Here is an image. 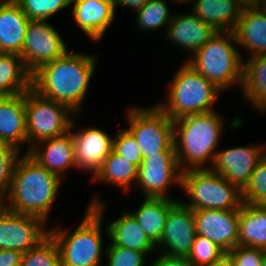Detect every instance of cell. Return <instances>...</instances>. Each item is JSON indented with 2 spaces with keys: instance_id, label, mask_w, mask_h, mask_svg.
<instances>
[{
  "instance_id": "7bdbcfd3",
  "label": "cell",
  "mask_w": 266,
  "mask_h": 266,
  "mask_svg": "<svg viewBox=\"0 0 266 266\" xmlns=\"http://www.w3.org/2000/svg\"><path fill=\"white\" fill-rule=\"evenodd\" d=\"M244 5H264L265 0H240Z\"/></svg>"
},
{
  "instance_id": "b9f144b4",
  "label": "cell",
  "mask_w": 266,
  "mask_h": 266,
  "mask_svg": "<svg viewBox=\"0 0 266 266\" xmlns=\"http://www.w3.org/2000/svg\"><path fill=\"white\" fill-rule=\"evenodd\" d=\"M209 266H236L232 256L224 252L216 261Z\"/></svg>"
},
{
  "instance_id": "ac0fdd59",
  "label": "cell",
  "mask_w": 266,
  "mask_h": 266,
  "mask_svg": "<svg viewBox=\"0 0 266 266\" xmlns=\"http://www.w3.org/2000/svg\"><path fill=\"white\" fill-rule=\"evenodd\" d=\"M218 31L199 19L191 11L186 14L173 15L167 26L166 40L191 52V55L202 48Z\"/></svg>"
},
{
  "instance_id": "8fae6325",
  "label": "cell",
  "mask_w": 266,
  "mask_h": 266,
  "mask_svg": "<svg viewBox=\"0 0 266 266\" xmlns=\"http://www.w3.org/2000/svg\"><path fill=\"white\" fill-rule=\"evenodd\" d=\"M66 45L47 20H30L20 56L32 74L41 65L63 56L68 51Z\"/></svg>"
},
{
  "instance_id": "e575fe53",
  "label": "cell",
  "mask_w": 266,
  "mask_h": 266,
  "mask_svg": "<svg viewBox=\"0 0 266 266\" xmlns=\"http://www.w3.org/2000/svg\"><path fill=\"white\" fill-rule=\"evenodd\" d=\"M223 253L213 241L197 234L187 258L195 266H209Z\"/></svg>"
},
{
  "instance_id": "ee69618b",
  "label": "cell",
  "mask_w": 266,
  "mask_h": 266,
  "mask_svg": "<svg viewBox=\"0 0 266 266\" xmlns=\"http://www.w3.org/2000/svg\"><path fill=\"white\" fill-rule=\"evenodd\" d=\"M261 266H266V250H263V258H262Z\"/></svg>"
},
{
  "instance_id": "d6986e66",
  "label": "cell",
  "mask_w": 266,
  "mask_h": 266,
  "mask_svg": "<svg viewBox=\"0 0 266 266\" xmlns=\"http://www.w3.org/2000/svg\"><path fill=\"white\" fill-rule=\"evenodd\" d=\"M77 26L93 41L100 40L115 17L113 0H71Z\"/></svg>"
},
{
  "instance_id": "3957f363",
  "label": "cell",
  "mask_w": 266,
  "mask_h": 266,
  "mask_svg": "<svg viewBox=\"0 0 266 266\" xmlns=\"http://www.w3.org/2000/svg\"><path fill=\"white\" fill-rule=\"evenodd\" d=\"M173 125L174 149L181 170L210 169L223 132V117L217 111L196 113L174 120ZM208 162L210 166L205 167Z\"/></svg>"
},
{
  "instance_id": "8992f818",
  "label": "cell",
  "mask_w": 266,
  "mask_h": 266,
  "mask_svg": "<svg viewBox=\"0 0 266 266\" xmlns=\"http://www.w3.org/2000/svg\"><path fill=\"white\" fill-rule=\"evenodd\" d=\"M170 84L167 101L156 105L173 121L187 115L215 111L213 104L222 92L185 62Z\"/></svg>"
},
{
  "instance_id": "d590c367",
  "label": "cell",
  "mask_w": 266,
  "mask_h": 266,
  "mask_svg": "<svg viewBox=\"0 0 266 266\" xmlns=\"http://www.w3.org/2000/svg\"><path fill=\"white\" fill-rule=\"evenodd\" d=\"M146 255L145 252L115 246L112 243L105 248L107 266H145Z\"/></svg>"
},
{
  "instance_id": "6da1fadb",
  "label": "cell",
  "mask_w": 266,
  "mask_h": 266,
  "mask_svg": "<svg viewBox=\"0 0 266 266\" xmlns=\"http://www.w3.org/2000/svg\"><path fill=\"white\" fill-rule=\"evenodd\" d=\"M96 61V56L91 54L68 50L34 71L31 87L43 97L64 104L78 114L95 72Z\"/></svg>"
},
{
  "instance_id": "7c38bea8",
  "label": "cell",
  "mask_w": 266,
  "mask_h": 266,
  "mask_svg": "<svg viewBox=\"0 0 266 266\" xmlns=\"http://www.w3.org/2000/svg\"><path fill=\"white\" fill-rule=\"evenodd\" d=\"M46 224L41 218L9 211L0 204V250L25 253L36 247L49 235Z\"/></svg>"
},
{
  "instance_id": "d4e9b609",
  "label": "cell",
  "mask_w": 266,
  "mask_h": 266,
  "mask_svg": "<svg viewBox=\"0 0 266 266\" xmlns=\"http://www.w3.org/2000/svg\"><path fill=\"white\" fill-rule=\"evenodd\" d=\"M173 198L145 197L136 211H129L150 240L157 245L163 235L169 210L178 202Z\"/></svg>"
},
{
  "instance_id": "277c9868",
  "label": "cell",
  "mask_w": 266,
  "mask_h": 266,
  "mask_svg": "<svg viewBox=\"0 0 266 266\" xmlns=\"http://www.w3.org/2000/svg\"><path fill=\"white\" fill-rule=\"evenodd\" d=\"M105 202L93 198L76 229L53 227L49 234L55 240L61 266H101L105 251L102 241V222Z\"/></svg>"
},
{
  "instance_id": "cb8c5ba5",
  "label": "cell",
  "mask_w": 266,
  "mask_h": 266,
  "mask_svg": "<svg viewBox=\"0 0 266 266\" xmlns=\"http://www.w3.org/2000/svg\"><path fill=\"white\" fill-rule=\"evenodd\" d=\"M105 229V233L115 246L134 249L146 254L159 250L129 210L122 213L119 219L110 222Z\"/></svg>"
},
{
  "instance_id": "ba28073f",
  "label": "cell",
  "mask_w": 266,
  "mask_h": 266,
  "mask_svg": "<svg viewBox=\"0 0 266 266\" xmlns=\"http://www.w3.org/2000/svg\"><path fill=\"white\" fill-rule=\"evenodd\" d=\"M74 113L69 107L43 97L32 87L26 91V153L36 143L62 136L71 130Z\"/></svg>"
},
{
  "instance_id": "7402d4cb",
  "label": "cell",
  "mask_w": 266,
  "mask_h": 266,
  "mask_svg": "<svg viewBox=\"0 0 266 266\" xmlns=\"http://www.w3.org/2000/svg\"><path fill=\"white\" fill-rule=\"evenodd\" d=\"M29 21L14 0H0V53L21 55Z\"/></svg>"
},
{
  "instance_id": "5bb4252c",
  "label": "cell",
  "mask_w": 266,
  "mask_h": 266,
  "mask_svg": "<svg viewBox=\"0 0 266 266\" xmlns=\"http://www.w3.org/2000/svg\"><path fill=\"white\" fill-rule=\"evenodd\" d=\"M263 146L264 144H260L219 150L210 169L243 191L263 157Z\"/></svg>"
},
{
  "instance_id": "603a6c76",
  "label": "cell",
  "mask_w": 266,
  "mask_h": 266,
  "mask_svg": "<svg viewBox=\"0 0 266 266\" xmlns=\"http://www.w3.org/2000/svg\"><path fill=\"white\" fill-rule=\"evenodd\" d=\"M190 10L220 32H233L244 4L240 0H194Z\"/></svg>"
},
{
  "instance_id": "f1b7e54d",
  "label": "cell",
  "mask_w": 266,
  "mask_h": 266,
  "mask_svg": "<svg viewBox=\"0 0 266 266\" xmlns=\"http://www.w3.org/2000/svg\"><path fill=\"white\" fill-rule=\"evenodd\" d=\"M138 167L126 158L118 155L113 149L104 159L99 172L91 178L95 182H107L122 188V192H128L133 181H137Z\"/></svg>"
},
{
  "instance_id": "f546056e",
  "label": "cell",
  "mask_w": 266,
  "mask_h": 266,
  "mask_svg": "<svg viewBox=\"0 0 266 266\" xmlns=\"http://www.w3.org/2000/svg\"><path fill=\"white\" fill-rule=\"evenodd\" d=\"M168 0H150L137 11L136 25L137 28L147 30H157L167 26L172 20L168 7Z\"/></svg>"
},
{
  "instance_id": "83f0119b",
  "label": "cell",
  "mask_w": 266,
  "mask_h": 266,
  "mask_svg": "<svg viewBox=\"0 0 266 266\" xmlns=\"http://www.w3.org/2000/svg\"><path fill=\"white\" fill-rule=\"evenodd\" d=\"M31 75L20 55L0 53V97L25 93L31 87Z\"/></svg>"
},
{
  "instance_id": "9a60e30c",
  "label": "cell",
  "mask_w": 266,
  "mask_h": 266,
  "mask_svg": "<svg viewBox=\"0 0 266 266\" xmlns=\"http://www.w3.org/2000/svg\"><path fill=\"white\" fill-rule=\"evenodd\" d=\"M198 235L213 241L224 252L238 245L240 210H193Z\"/></svg>"
},
{
  "instance_id": "7a4b0ae2",
  "label": "cell",
  "mask_w": 266,
  "mask_h": 266,
  "mask_svg": "<svg viewBox=\"0 0 266 266\" xmlns=\"http://www.w3.org/2000/svg\"><path fill=\"white\" fill-rule=\"evenodd\" d=\"M62 180L25 152L16 163L9 192L0 204L9 211L46 222Z\"/></svg>"
},
{
  "instance_id": "9c48e42d",
  "label": "cell",
  "mask_w": 266,
  "mask_h": 266,
  "mask_svg": "<svg viewBox=\"0 0 266 266\" xmlns=\"http://www.w3.org/2000/svg\"><path fill=\"white\" fill-rule=\"evenodd\" d=\"M128 131L140 147L142 157L174 149V125L157 105L128 108Z\"/></svg>"
},
{
  "instance_id": "2e32d148",
  "label": "cell",
  "mask_w": 266,
  "mask_h": 266,
  "mask_svg": "<svg viewBox=\"0 0 266 266\" xmlns=\"http://www.w3.org/2000/svg\"><path fill=\"white\" fill-rule=\"evenodd\" d=\"M76 168L92 172V178L101 169L104 159L113 148V138L99 128L88 127L72 132Z\"/></svg>"
},
{
  "instance_id": "1f68e13d",
  "label": "cell",
  "mask_w": 266,
  "mask_h": 266,
  "mask_svg": "<svg viewBox=\"0 0 266 266\" xmlns=\"http://www.w3.org/2000/svg\"><path fill=\"white\" fill-rule=\"evenodd\" d=\"M30 20H47L71 5V0H14Z\"/></svg>"
},
{
  "instance_id": "4316f807",
  "label": "cell",
  "mask_w": 266,
  "mask_h": 266,
  "mask_svg": "<svg viewBox=\"0 0 266 266\" xmlns=\"http://www.w3.org/2000/svg\"><path fill=\"white\" fill-rule=\"evenodd\" d=\"M243 61L242 92L245 100L261 112L266 111V55H257ZM246 62V63H245Z\"/></svg>"
},
{
  "instance_id": "d6a6232c",
  "label": "cell",
  "mask_w": 266,
  "mask_h": 266,
  "mask_svg": "<svg viewBox=\"0 0 266 266\" xmlns=\"http://www.w3.org/2000/svg\"><path fill=\"white\" fill-rule=\"evenodd\" d=\"M243 202L266 206V158L263 156L242 191Z\"/></svg>"
},
{
  "instance_id": "484cf974",
  "label": "cell",
  "mask_w": 266,
  "mask_h": 266,
  "mask_svg": "<svg viewBox=\"0 0 266 266\" xmlns=\"http://www.w3.org/2000/svg\"><path fill=\"white\" fill-rule=\"evenodd\" d=\"M238 245L266 250V206L243 202L239 216Z\"/></svg>"
},
{
  "instance_id": "30bf717a",
  "label": "cell",
  "mask_w": 266,
  "mask_h": 266,
  "mask_svg": "<svg viewBox=\"0 0 266 266\" xmlns=\"http://www.w3.org/2000/svg\"><path fill=\"white\" fill-rule=\"evenodd\" d=\"M182 172L175 150H165L143 157L136 183L145 197L172 198L167 189L171 184L181 188Z\"/></svg>"
},
{
  "instance_id": "8d00e7d4",
  "label": "cell",
  "mask_w": 266,
  "mask_h": 266,
  "mask_svg": "<svg viewBox=\"0 0 266 266\" xmlns=\"http://www.w3.org/2000/svg\"><path fill=\"white\" fill-rule=\"evenodd\" d=\"M118 155L126 158L137 167L141 165L143 160L140 147L133 135L127 130L119 131L113 139V148Z\"/></svg>"
},
{
  "instance_id": "74e56055",
  "label": "cell",
  "mask_w": 266,
  "mask_h": 266,
  "mask_svg": "<svg viewBox=\"0 0 266 266\" xmlns=\"http://www.w3.org/2000/svg\"><path fill=\"white\" fill-rule=\"evenodd\" d=\"M236 266H261L263 250L237 245L228 252Z\"/></svg>"
},
{
  "instance_id": "4dcf8cb0",
  "label": "cell",
  "mask_w": 266,
  "mask_h": 266,
  "mask_svg": "<svg viewBox=\"0 0 266 266\" xmlns=\"http://www.w3.org/2000/svg\"><path fill=\"white\" fill-rule=\"evenodd\" d=\"M21 266H61L59 248L50 234L23 253Z\"/></svg>"
},
{
  "instance_id": "60d3db41",
  "label": "cell",
  "mask_w": 266,
  "mask_h": 266,
  "mask_svg": "<svg viewBox=\"0 0 266 266\" xmlns=\"http://www.w3.org/2000/svg\"><path fill=\"white\" fill-rule=\"evenodd\" d=\"M148 1L150 0H113L114 2V9L116 11V7L124 6V7H131V10H135L136 12L143 7Z\"/></svg>"
},
{
  "instance_id": "5b68a950",
  "label": "cell",
  "mask_w": 266,
  "mask_h": 266,
  "mask_svg": "<svg viewBox=\"0 0 266 266\" xmlns=\"http://www.w3.org/2000/svg\"><path fill=\"white\" fill-rule=\"evenodd\" d=\"M233 32L218 31L186 61L221 91L243 82V55L237 50Z\"/></svg>"
},
{
  "instance_id": "44dd1931",
  "label": "cell",
  "mask_w": 266,
  "mask_h": 266,
  "mask_svg": "<svg viewBox=\"0 0 266 266\" xmlns=\"http://www.w3.org/2000/svg\"><path fill=\"white\" fill-rule=\"evenodd\" d=\"M0 142L21 150L27 144L26 92L20 95L0 97Z\"/></svg>"
},
{
  "instance_id": "4fadbf2b",
  "label": "cell",
  "mask_w": 266,
  "mask_h": 266,
  "mask_svg": "<svg viewBox=\"0 0 266 266\" xmlns=\"http://www.w3.org/2000/svg\"><path fill=\"white\" fill-rule=\"evenodd\" d=\"M193 210L180 200L169 210L159 252L173 257H188L195 237Z\"/></svg>"
},
{
  "instance_id": "f6af8a7d",
  "label": "cell",
  "mask_w": 266,
  "mask_h": 266,
  "mask_svg": "<svg viewBox=\"0 0 266 266\" xmlns=\"http://www.w3.org/2000/svg\"><path fill=\"white\" fill-rule=\"evenodd\" d=\"M171 1H172V0H171ZM173 1H175V2L177 1L176 3L179 2V4H180V3L183 4V3H186V2L188 3V1H191V0H173ZM193 1H194V0H192V2H193Z\"/></svg>"
},
{
  "instance_id": "f35d334b",
  "label": "cell",
  "mask_w": 266,
  "mask_h": 266,
  "mask_svg": "<svg viewBox=\"0 0 266 266\" xmlns=\"http://www.w3.org/2000/svg\"><path fill=\"white\" fill-rule=\"evenodd\" d=\"M159 255L150 266H195L186 257H173L162 253Z\"/></svg>"
},
{
  "instance_id": "836d02e7",
  "label": "cell",
  "mask_w": 266,
  "mask_h": 266,
  "mask_svg": "<svg viewBox=\"0 0 266 266\" xmlns=\"http://www.w3.org/2000/svg\"><path fill=\"white\" fill-rule=\"evenodd\" d=\"M17 148L4 142H0V203L7 196L13 172L20 153Z\"/></svg>"
},
{
  "instance_id": "ffe728a7",
  "label": "cell",
  "mask_w": 266,
  "mask_h": 266,
  "mask_svg": "<svg viewBox=\"0 0 266 266\" xmlns=\"http://www.w3.org/2000/svg\"><path fill=\"white\" fill-rule=\"evenodd\" d=\"M238 46L251 56L266 55V7L245 5L233 31Z\"/></svg>"
},
{
  "instance_id": "ab89813d",
  "label": "cell",
  "mask_w": 266,
  "mask_h": 266,
  "mask_svg": "<svg viewBox=\"0 0 266 266\" xmlns=\"http://www.w3.org/2000/svg\"><path fill=\"white\" fill-rule=\"evenodd\" d=\"M22 256L18 250H0V266L21 265Z\"/></svg>"
},
{
  "instance_id": "52a82bcc",
  "label": "cell",
  "mask_w": 266,
  "mask_h": 266,
  "mask_svg": "<svg viewBox=\"0 0 266 266\" xmlns=\"http://www.w3.org/2000/svg\"><path fill=\"white\" fill-rule=\"evenodd\" d=\"M181 187L191 200L182 203L192 210H240L243 204L242 191L211 169L183 171Z\"/></svg>"
},
{
  "instance_id": "e0dca14e",
  "label": "cell",
  "mask_w": 266,
  "mask_h": 266,
  "mask_svg": "<svg viewBox=\"0 0 266 266\" xmlns=\"http://www.w3.org/2000/svg\"><path fill=\"white\" fill-rule=\"evenodd\" d=\"M75 125L76 122L73 120L69 132L36 143L30 148L28 154L42 167L62 178L63 172L73 167L76 168L72 136Z\"/></svg>"
}]
</instances>
